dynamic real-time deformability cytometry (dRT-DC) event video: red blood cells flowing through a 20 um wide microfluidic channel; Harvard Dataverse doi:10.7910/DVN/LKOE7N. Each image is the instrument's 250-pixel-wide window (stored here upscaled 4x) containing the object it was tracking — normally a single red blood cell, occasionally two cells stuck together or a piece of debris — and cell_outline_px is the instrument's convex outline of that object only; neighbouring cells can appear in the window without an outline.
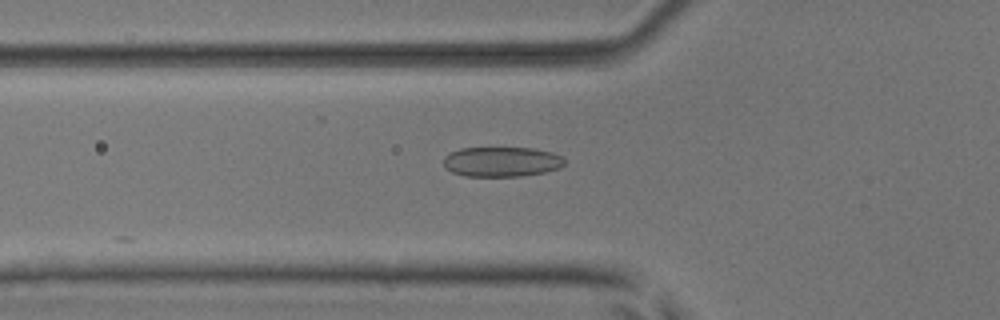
{"species": "common noctule bat (a hibernating species)", "species_latin": "Nyctalus noctula", "temperature_condition": "room temperature", "stored_images_in_passage": 25, "camera_frame_rate_fps": 3000, "um_per_image_px": 0.085, "animal": {"sex": "male", "body_mass_g": 17.9, "forearm_length_mm": 54.2}, "frame": {"image": 1, "passage_image": 2, "time_ms": 0.333, "image_size_px": [1000, 320], "cell_outline_px": [[564, 164], [560, 168], [544, 172], [524, 176], [464, 176], [452, 172], [444, 168], [444, 156], [448, 152], [460, 148], [536, 148], [552, 152], [564, 156]], "centroid_in_image_um": [42.63, 13.74], "position_along_channel_um": 83.2, "area_um2": 21.39}}
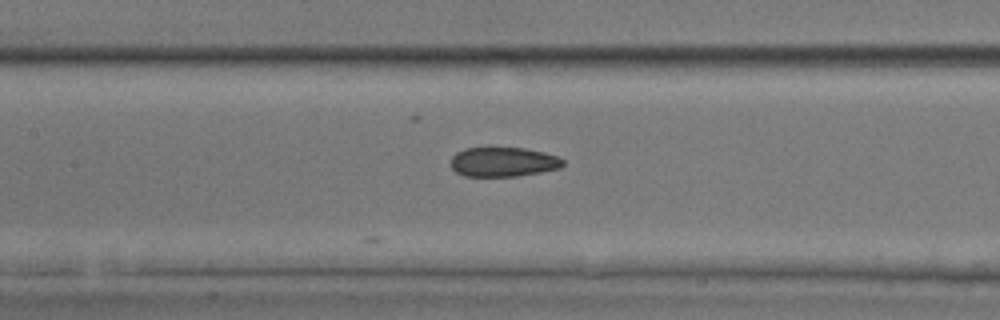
{"frame": {"image": 2, "passage_image": 8, "time_ms": 2.333, "image_size_px": [1000, 320], "cell_outline_px": [[564, 164], [560, 168], [540, 172], [516, 176], [464, 176], [456, 172], [452, 168], [452, 156], [456, 152], [464, 148], [524, 148], [544, 152], [556, 156], [564, 160]], "centroid_in_image_um": [42.77, 13.76], "position_along_channel_um": 164.6, "area_um2": 19.19}}
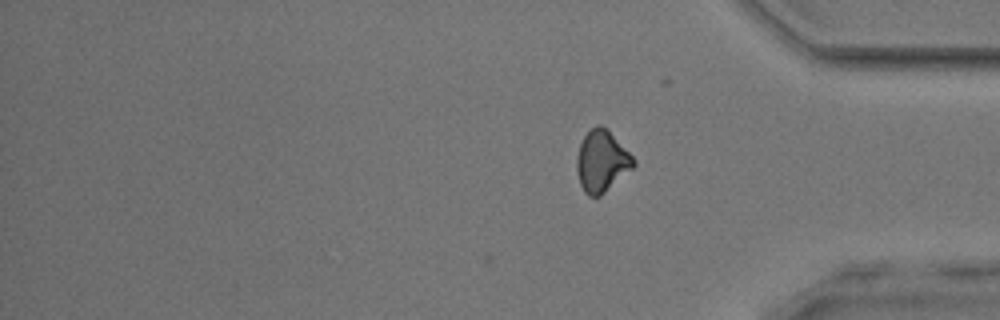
{"frame": {"image": 3, "passage_image": 25, "time_ms": 8.0, "image_size_px": [1000, 320], "cell_outline_px": [[636, 164], [632, 168], [600, 196], [588, 196], [584, 192], [580, 184], [576, 168], [576, 156], [580, 144], [584, 136], [596, 124], [600, 124], [608, 128], [636, 160]], "centroid_in_image_um": [51.14, 13.68], "position_along_channel_um": 384.1, "area_um2": 20.35}}